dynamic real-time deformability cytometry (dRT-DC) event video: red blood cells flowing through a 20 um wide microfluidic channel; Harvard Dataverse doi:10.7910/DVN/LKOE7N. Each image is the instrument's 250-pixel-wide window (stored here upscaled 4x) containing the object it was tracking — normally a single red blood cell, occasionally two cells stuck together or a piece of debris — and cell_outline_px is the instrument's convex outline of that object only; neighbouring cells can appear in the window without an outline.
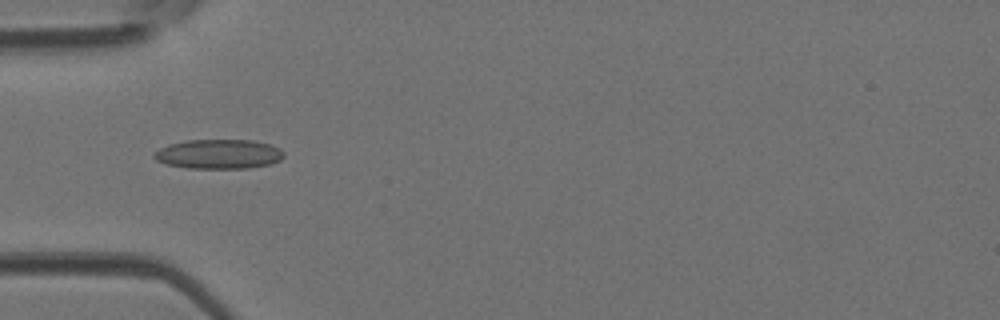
{"species": "Egyptian fruit bat (a non-hibernating species)", "species_latin": "Rousettus aegyptiacus", "temperature_condition": "room temperature", "stored_images_in_passage": 25, "camera_frame_rate_fps": 3000, "um_per_image_px": 0.085, "animal": {"sex": "female"}, "frame": {"image": 1, "passage_image": 2, "time_ms": 0.333, "image_size_px": [1000, 320], "cell_outline_px": [[284, 156], [280, 160], [272, 164], [248, 168], [188, 168], [168, 164], [156, 160], [152, 156], [160, 148], [168, 144], [188, 140], [252, 140], [272, 144], [280, 148], [284, 152]], "centroid_in_image_um": [18.64, 13.09], "position_along_channel_um": 66.4, "area_um2": 22.37}}
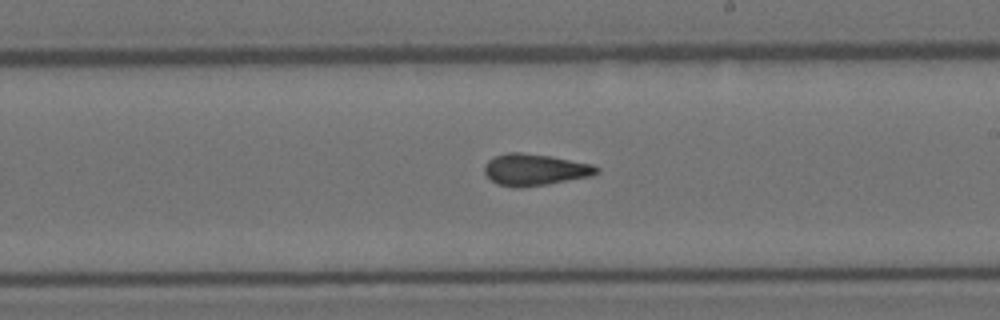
{"frame": {"image": 2, "passage_image": 14, "time_ms": 4.333, "image_size_px": [1000, 320], "cell_outline_px": [[600, 172], [592, 176], [548, 184], [524, 188], [512, 188], [496, 184], [484, 172], [484, 168], [488, 160], [496, 156], [508, 152], [520, 152], [552, 156], [592, 164], [600, 168]], "centroid_in_image_um": [45.48, 14.43], "position_along_channel_um": 243.5, "area_um2": 20.92}}
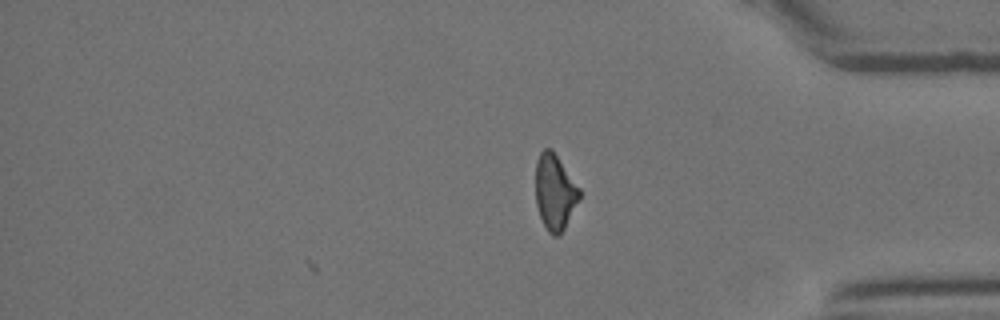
{"frame": {"image": 3, "passage_image": 25, "time_ms": 8.0, "image_size_px": [1000, 320], "cell_outline_px": [[580, 200], [560, 236], [552, 236], [548, 232], [540, 216], [536, 204], [536, 160], [540, 152], [544, 148], [552, 148], [580, 188]], "centroid_in_image_um": [47.17, 16.33], "position_along_channel_um": 388.0, "area_um2": 19.54}}